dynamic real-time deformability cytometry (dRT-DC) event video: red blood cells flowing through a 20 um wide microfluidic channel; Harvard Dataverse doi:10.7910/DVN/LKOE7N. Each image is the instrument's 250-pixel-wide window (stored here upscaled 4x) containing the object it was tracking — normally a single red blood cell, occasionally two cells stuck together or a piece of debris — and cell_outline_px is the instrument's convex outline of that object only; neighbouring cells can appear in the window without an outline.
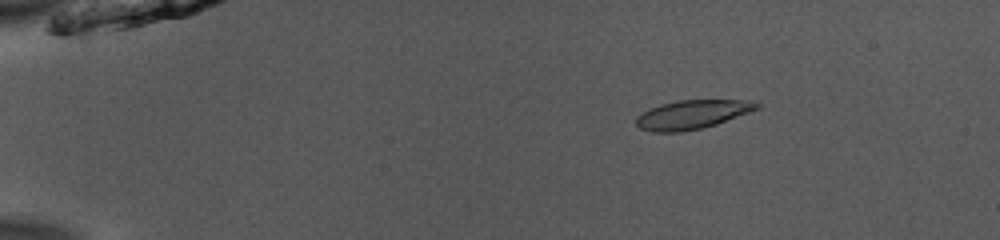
{"species": "common noctule bat (a hibernating species)", "species_latin": "Nyctalus noctula", "temperature_condition": "room temperature", "stored_images_in_passage": 53, "camera_frame_rate_fps": 3000, "um_per_image_px": 0.085, "animal": {"sex": "male", "body_mass_g": 13.0, "forearm_length_mm": 53.1}, "frame": {"image": 1, "passage_image": 10, "time_ms": 3.0, "image_size_px": [1000, 240], "cell_outline_px": [[760, 108], [716, 124], [700, 128], [680, 132], [652, 132], [640, 128], [636, 124], [636, 116], [660, 104], [676, 100], [756, 100], [760, 104]], "centroid_in_image_um": [58.85, 9.72], "position_along_channel_um": 26.1, "area_um2": 20.23}}
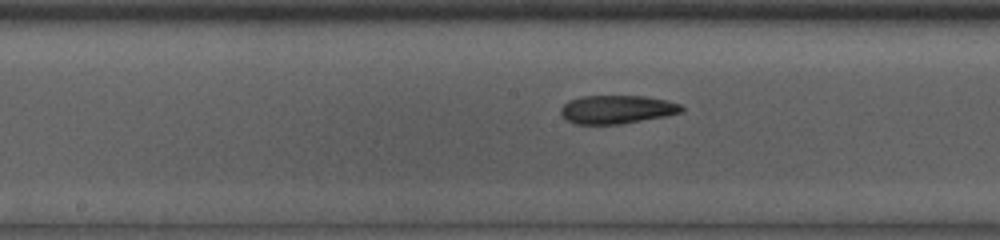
{"frame": {"image": 2, "passage_image": 29, "time_ms": 9.333, "image_size_px": [1000, 240], "cell_outline_px": [[684, 112], [664, 116], [620, 124], [576, 124], [568, 120], [560, 112], [560, 108], [568, 100], [580, 96], [644, 96], [668, 100], [680, 104], [684, 108]], "centroid_in_image_um": [52.45, 9.29], "position_along_channel_um": 195.8, "area_um2": 20.0}}
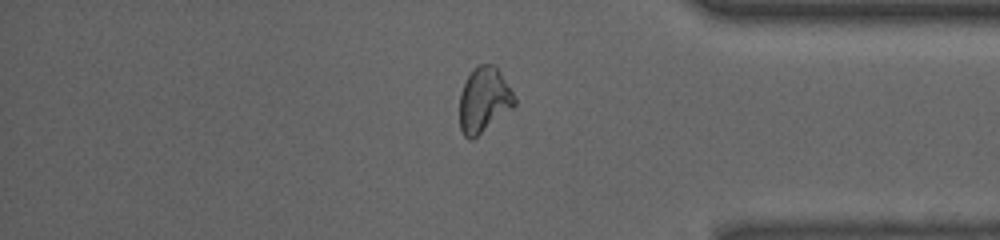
{"frame": {"image": 3, "passage_image": 45, "time_ms": 14.667, "image_size_px": [1000, 240], "cell_outline_px": [[516, 104], [512, 108], [472, 140], [468, 140], [464, 136], [460, 128], [460, 92], [468, 76], [476, 64], [496, 64], [512, 92], [516, 100]], "centroid_in_image_um": [41.12, 8.48], "position_along_channel_um": 394.1, "area_um2": 20.81}, "authors_computed_cell_mechanics": {"area_um2": 20.2878, "velocity_mm_per_s": 3.9554, "shape_relaxation_time_tau1_ms": null, "shape_relaxation_time_tau2_ms": 2.7935, "deformation_change_tau1": null, "deformation_change_tau2": 0.1062}}